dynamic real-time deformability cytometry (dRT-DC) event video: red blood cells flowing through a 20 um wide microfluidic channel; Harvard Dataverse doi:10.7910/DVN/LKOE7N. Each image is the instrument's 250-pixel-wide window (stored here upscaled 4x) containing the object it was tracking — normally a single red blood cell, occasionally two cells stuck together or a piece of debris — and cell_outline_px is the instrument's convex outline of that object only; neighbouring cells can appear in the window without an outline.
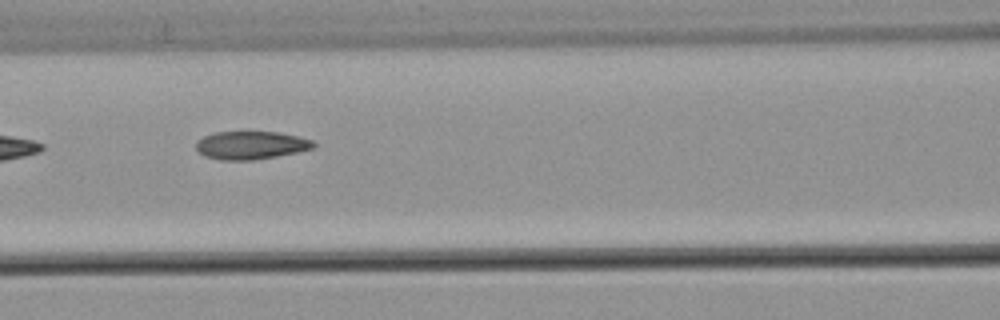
{"species": "common noctule bat (a hibernating species)", "species_latin": "Nyctalus noctula", "temperature_condition": "warm", "stored_images_in_passage": 11, "camera_frame_rate_fps": 3000, "um_per_image_px": 0.085, "animal": {"sex": "male", "body_mass_g": 21.5, "forearm_length_mm": 52.0}, "frame": {"image": 1, "passage_image": 7, "time_ms": 2.0, "image_size_px": [1000, 320], "cell_outline_px": [[316, 148], [276, 156], [252, 160], [220, 160], [204, 156], [196, 148], [196, 144], [204, 136], [212, 132], [280, 132], [312, 140], [316, 144]], "centroid_in_image_um": [21.34, 12.34], "position_along_channel_um": 145.3, "area_um2": 19.13}}